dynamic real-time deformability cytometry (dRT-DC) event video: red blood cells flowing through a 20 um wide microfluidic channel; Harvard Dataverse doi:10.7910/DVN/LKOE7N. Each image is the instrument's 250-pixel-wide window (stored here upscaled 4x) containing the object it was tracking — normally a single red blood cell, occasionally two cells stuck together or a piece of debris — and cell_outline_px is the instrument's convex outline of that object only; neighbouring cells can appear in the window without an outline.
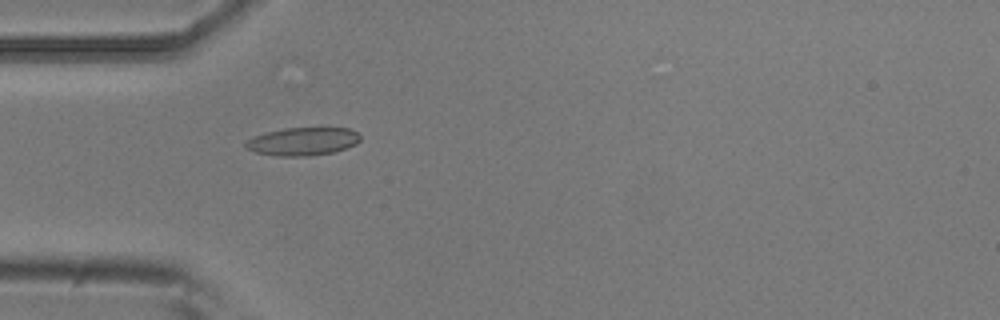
{"species": "common noctule bat (a hibernating species)", "species_latin": "Nyctalus noctula", "temperature_condition": "room temperature", "stored_images_in_passage": 1, "camera_frame_rate_fps": 3000, "um_per_image_px": 0.085, "animal": {"sex": "male", "body_mass_g": 20.5, "forearm_length_mm": 52.5}, "frame": {"image": 1, "passage_image": 1, "time_ms": 0.0, "image_size_px": [1000, 320], "cell_outline_px": [[360, 140], [356, 144], [332, 152], [308, 156], [280, 156], [256, 152], [248, 148], [244, 144], [252, 136], [284, 128], [324, 124], [348, 128], [356, 132], [360, 136]], "centroid_in_image_um": [25.8, 11.95], "position_along_channel_um": 59.2, "area_um2": 19.36}}